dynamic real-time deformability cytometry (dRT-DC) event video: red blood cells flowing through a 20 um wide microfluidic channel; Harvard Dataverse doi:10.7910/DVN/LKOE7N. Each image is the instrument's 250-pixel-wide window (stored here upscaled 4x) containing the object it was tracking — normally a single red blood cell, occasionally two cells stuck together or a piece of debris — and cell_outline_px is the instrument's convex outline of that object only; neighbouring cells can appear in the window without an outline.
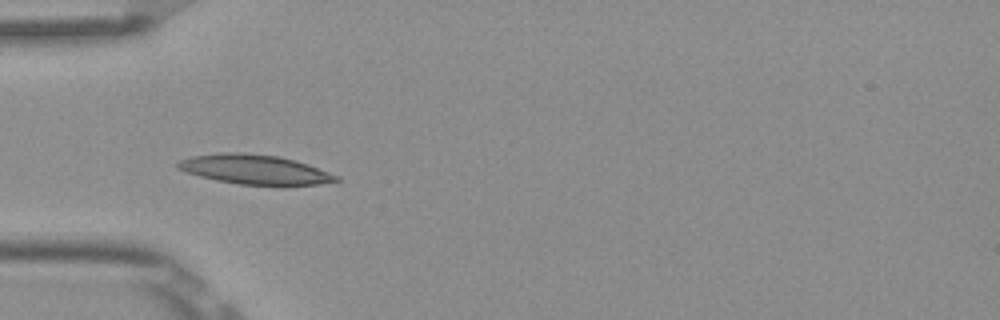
{"species": "Egyptian fruit bat (a non-hibernating species)", "species_latin": "Rousettus aegyptiacus", "temperature_condition": "room temperature", "stored_images_in_passage": 5, "camera_frame_rate_fps": 3000, "um_per_image_px": 0.085, "frame": {"image": 1, "passage_image": 4, "time_ms": 1.0, "image_size_px": [1000, 320], "cell_outline_px": [[340, 180], [320, 184], [240, 184], [216, 180], [200, 176], [176, 168], [176, 164], [180, 160], [192, 156], [224, 152], [240, 152], [280, 156], [296, 160], [308, 164], [340, 176]], "centroid_in_image_um": [21.66, 14.38], "position_along_channel_um": 63.3, "area_um2": 26.93}}
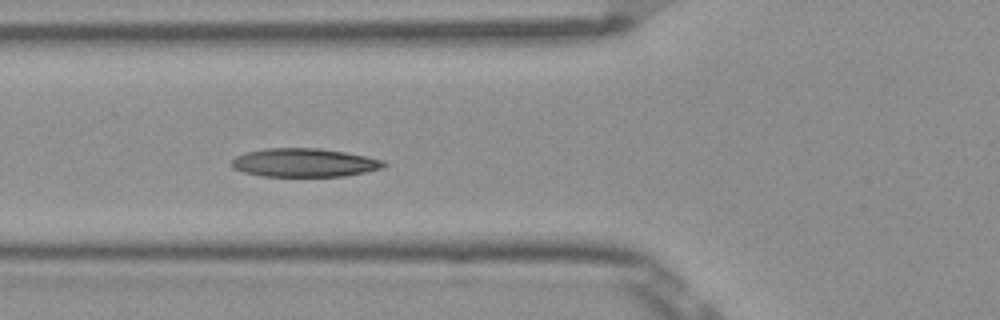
{"frame": {"image": 2, "passage_image": 5, "time_ms": 1.333, "image_size_px": [1000, 320], "cell_outline_px": [[388, 164], [380, 168], [364, 172], [344, 176], [264, 176], [244, 172], [232, 168], [232, 160], [236, 156], [248, 152], [264, 148], [320, 148], [344, 152], [384, 160]], "centroid_in_image_um": [25.85, 13.82], "position_along_channel_um": 99.9, "area_um2": 25.09}}